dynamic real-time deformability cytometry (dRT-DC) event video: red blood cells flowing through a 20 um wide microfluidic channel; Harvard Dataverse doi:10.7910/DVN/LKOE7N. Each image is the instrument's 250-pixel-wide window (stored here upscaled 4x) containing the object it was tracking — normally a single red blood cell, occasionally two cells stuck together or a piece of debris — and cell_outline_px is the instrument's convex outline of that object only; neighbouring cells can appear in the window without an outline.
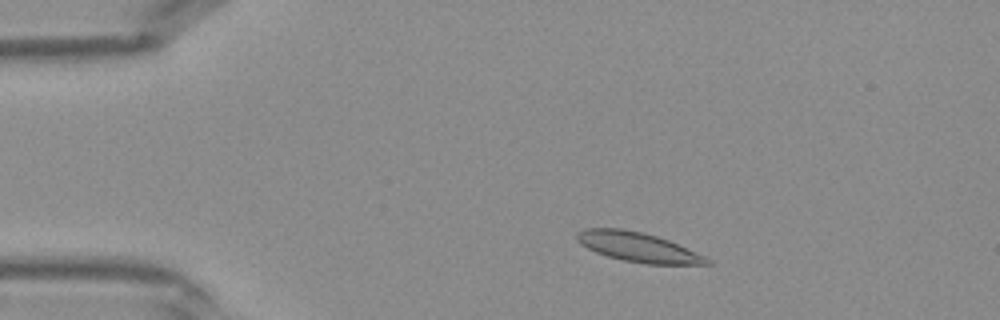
{"species": "Egyptian fruit bat (a non-hibernating species)", "species_latin": "Rousettus aegyptiacus", "temperature_condition": "warm", "stored_images_in_passage": 35, "camera_frame_rate_fps": 3000, "um_per_image_px": 0.085, "frame": {"image": 1, "passage_image": 1, "time_ms": 0.0, "image_size_px": [1000, 320], "cell_outline_px": [[712, 264], [648, 264], [624, 260], [608, 256], [596, 252], [580, 244], [576, 240], [576, 232], [584, 228], [624, 228], [644, 232], [668, 240], [708, 256], [712, 260]], "centroid_in_image_um": [54.25, 20.99], "position_along_channel_um": 30.7, "area_um2": 22.54}}
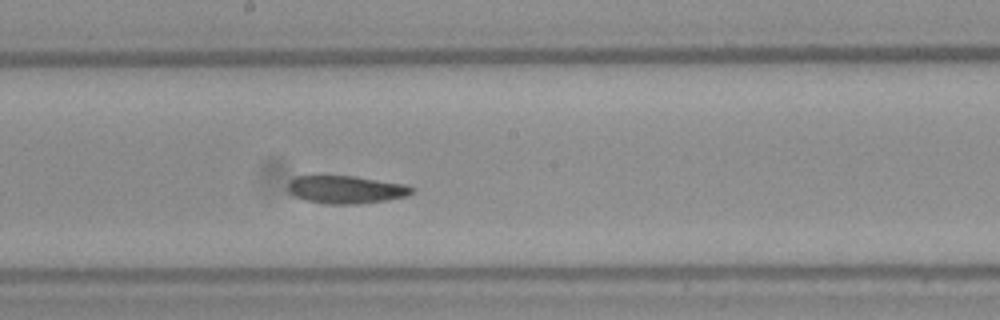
{"frame": {"image": 2, "passage_image": 16, "time_ms": 5.0, "image_size_px": [1000, 320], "cell_outline_px": [[416, 192], [408, 196], [388, 200], [360, 204], [324, 204], [304, 200], [288, 192], [288, 184], [296, 176], [352, 176], [404, 184], [416, 188]], "centroid_in_image_um": [29.46, 16.13], "position_along_channel_um": 218.7, "area_um2": 20.23}}
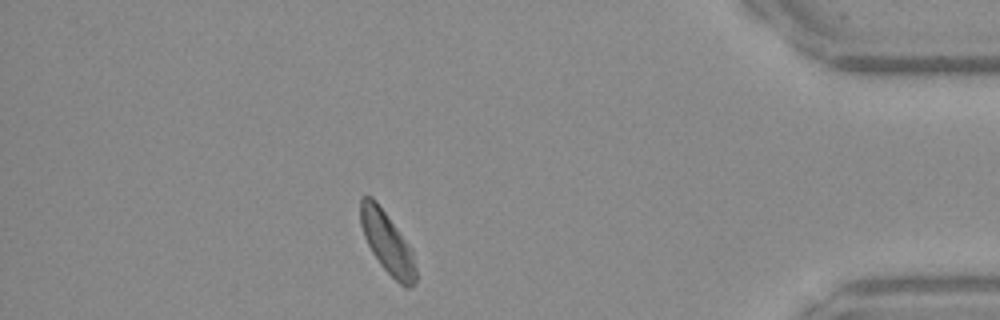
{"frame": {"image": 3, "passage_image": 30, "time_ms": 9.667, "image_size_px": [1000, 320], "cell_outline_px": [[416, 284], [408, 288], [404, 288], [380, 264], [372, 252], [364, 236], [360, 224], [360, 200], [364, 196], [372, 196], [376, 200], [412, 248], [416, 268]], "centroid_in_image_um": [32.93, 20.63], "position_along_channel_um": 402.3, "area_um2": 19.88}}